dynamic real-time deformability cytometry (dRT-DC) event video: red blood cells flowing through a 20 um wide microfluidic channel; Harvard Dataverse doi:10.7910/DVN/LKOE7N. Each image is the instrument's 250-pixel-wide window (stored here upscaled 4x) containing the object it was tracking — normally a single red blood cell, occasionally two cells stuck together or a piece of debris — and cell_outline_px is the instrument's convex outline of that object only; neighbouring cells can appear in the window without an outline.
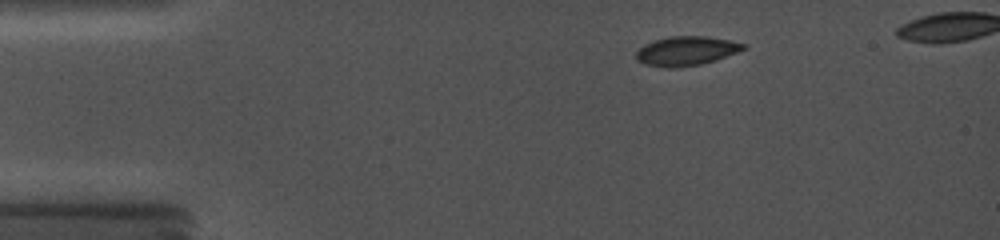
{"species": "common noctule bat (a hibernating species)", "species_latin": "Nyctalus noctula", "temperature_condition": "cold", "stored_images_in_passage": 22, "camera_frame_rate_fps": 5000, "um_per_image_px": 0.085, "animal": {"sex": "female", "body_mass_g": 19.0, "forearm_length_mm": 56.7}, "frame": {"image": 1, "passage_image": 1, "time_ms": 0.0, "image_size_px": [1000, 240], "cell_outline_px": [[748, 48], [716, 60], [700, 64], [676, 68], [668, 68], [644, 64], [636, 60], [636, 52], [644, 44], [668, 36], [708, 36], [748, 44]], "centroid_in_image_um": [58.35, 4.33], "position_along_channel_um": 26.7, "area_um2": 18.38}}
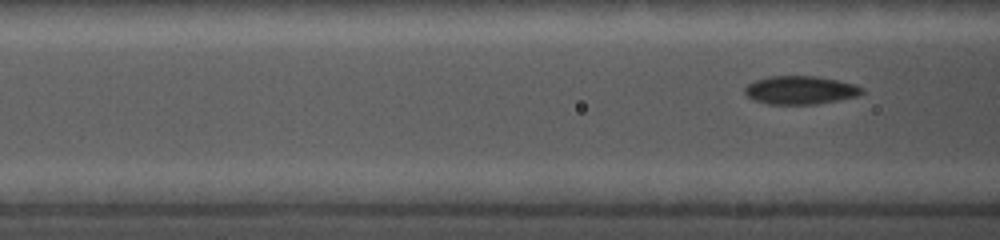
{"frame": {"image": 2, "passage_image": 22, "time_ms": 3.6, "image_size_px": [1000, 240], "cell_outline_px": [[864, 92], [860, 96], [840, 100], [816, 104], [768, 104], [752, 100], [744, 92], [744, 88], [748, 84], [756, 80], [768, 76], [816, 76], [840, 80], [856, 84], [864, 88]], "centroid_in_image_um": [68.08, 7.66], "position_along_channel_um": 98.5, "area_um2": 19.65}}